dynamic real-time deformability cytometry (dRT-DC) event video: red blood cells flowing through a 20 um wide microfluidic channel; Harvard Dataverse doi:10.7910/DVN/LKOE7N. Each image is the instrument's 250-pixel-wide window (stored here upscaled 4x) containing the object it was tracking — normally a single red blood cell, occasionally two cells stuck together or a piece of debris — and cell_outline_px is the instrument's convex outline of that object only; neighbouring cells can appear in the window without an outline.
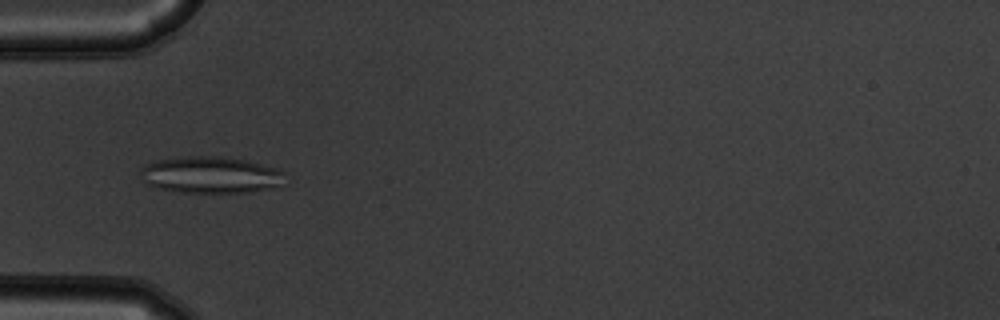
{"species": "common noctule bat (a hibernating species)", "species_latin": "Nyctalus noctula", "temperature_condition": "warm", "stored_images_in_passage": 44, "camera_frame_rate_fps": 3000, "um_per_image_px": 0.085, "animal": {"sex": "male", "body_mass_g": 19.5, "forearm_length_mm": 54.6}, "frame": {"image": 1, "passage_image": 8, "time_ms": 2.333, "image_size_px": [1000, 320], "cell_outline_px": [[288, 184], [248, 192], [176, 192], [156, 188], [144, 184], [140, 172], [140, 168], [144, 164], [160, 160], [188, 156], [220, 156], [248, 160], [276, 168], [284, 172]], "centroid_in_image_um": [17.92, 14.87], "position_along_channel_um": 67.1, "area_um2": 31.27}}
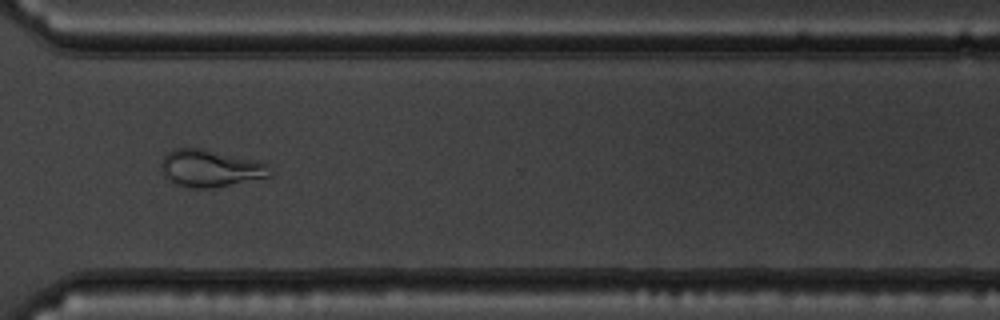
{"frame": {"image": 2, "passage_image": 31, "time_ms": 10.0, "image_size_px": [1000, 320], "cell_outline_px": [[272, 176], [212, 188], [184, 188], [176, 184], [164, 176], [160, 172], [160, 160], [168, 152], [176, 148], [200, 148], [252, 160], [268, 164], [272, 172]], "centroid_in_image_um": [17.82, 14.32], "position_along_channel_um": 352.8, "area_um2": 23.52}}
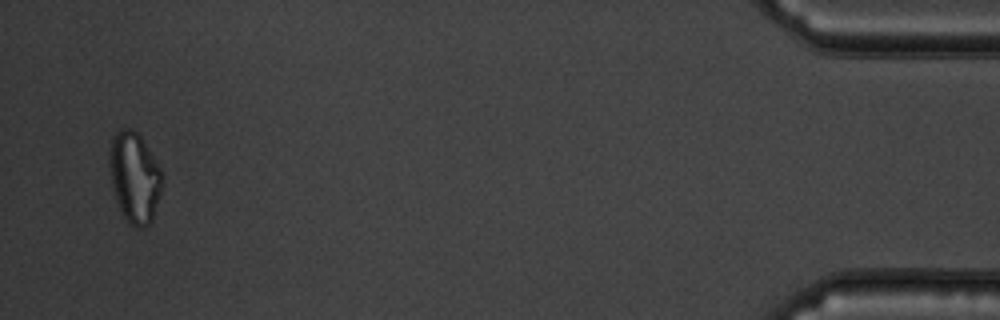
{"frame": {"image": 3, "passage_image": 43, "time_ms": 14.0, "image_size_px": [1000, 320], "cell_outline_px": [[160, 192], [152, 220], [144, 228], [136, 228], [124, 216], [116, 200], [112, 188], [108, 164], [108, 152], [112, 136], [120, 128], [128, 128], [136, 132], [140, 136], [160, 168]], "centroid_in_image_um": [11.38, 15.05], "position_along_channel_um": 423.8, "area_um2": 27.46}, "authors_computed_cell_mechanics": {"area_um2": 25.2008, "velocity_mm_per_s": 3.7414, "shape_relaxation_time_tau1_ms": null, "shape_relaxation_time_tau2_ms": 2.0923, "deformation_change_tau1": null, "deformation_change_tau2": 0.0988}}